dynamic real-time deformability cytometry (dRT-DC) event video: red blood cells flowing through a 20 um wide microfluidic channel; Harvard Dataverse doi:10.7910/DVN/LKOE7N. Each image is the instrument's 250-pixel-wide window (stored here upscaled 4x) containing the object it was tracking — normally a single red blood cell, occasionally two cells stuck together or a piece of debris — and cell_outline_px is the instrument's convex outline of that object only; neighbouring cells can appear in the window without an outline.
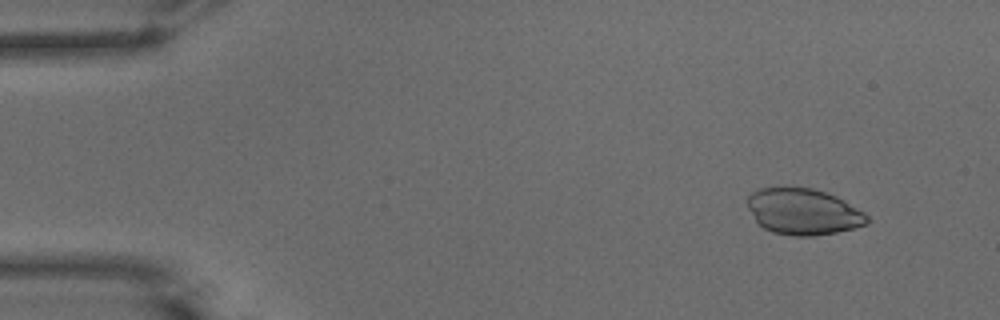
{"species": "common noctule bat (a hibernating species)", "species_latin": "Nyctalus noctula", "temperature_condition": "warm", "stored_images_in_passage": 52, "camera_frame_rate_fps": 3000, "um_per_image_px": 0.085, "animal": {"sex": "male", "body_mass_g": 15.6}, "frame": {"image": 1, "passage_image": 5, "time_ms": 1.333, "image_size_px": [1000, 320], "cell_outline_px": [[868, 224], [836, 232], [812, 236], [792, 236], [772, 232], [764, 228], [756, 220], [748, 208], [748, 196], [752, 192], [760, 188], [812, 188], [836, 196], [844, 200], [864, 212], [868, 216]], "centroid_in_image_um": [68.29, 18.0], "position_along_channel_um": 16.7, "area_um2": 31.91}}